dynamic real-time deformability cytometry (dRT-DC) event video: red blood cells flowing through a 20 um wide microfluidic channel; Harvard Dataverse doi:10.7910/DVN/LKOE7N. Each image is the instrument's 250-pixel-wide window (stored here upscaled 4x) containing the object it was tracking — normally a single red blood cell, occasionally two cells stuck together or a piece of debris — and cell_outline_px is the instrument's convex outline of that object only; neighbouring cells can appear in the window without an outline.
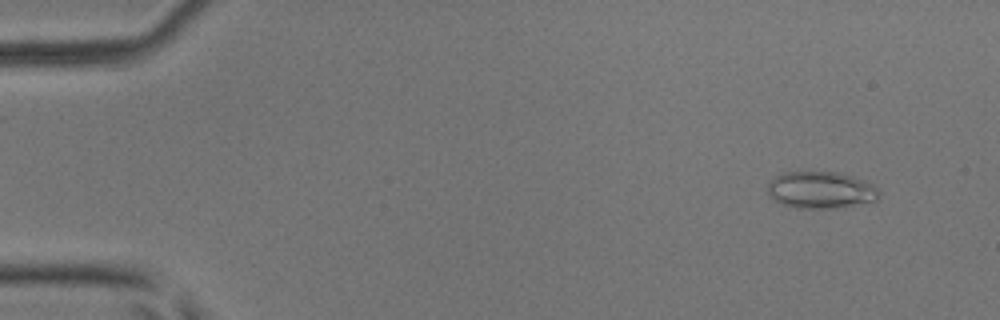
{"species": "common noctule bat (a hibernating species)", "species_latin": "Nyctalus noctula", "temperature_condition": "room temperature", "stored_images_in_passage": 52, "camera_frame_rate_fps": 3000, "um_per_image_px": 0.085, "animal": {"sex": "male", "body_mass_g": 17.9, "forearm_length_mm": 54.2}, "frame": {"image": 1, "passage_image": 5, "time_ms": 1.333, "image_size_px": [1000, 320], "cell_outline_px": [[880, 192], [876, 200], [836, 208], [796, 208], [780, 204], [768, 196], [768, 180], [784, 172], [840, 172], [852, 176], [872, 184]], "centroid_in_image_um": [69.71, 16.15], "position_along_channel_um": 15.3, "area_um2": 23.99}}
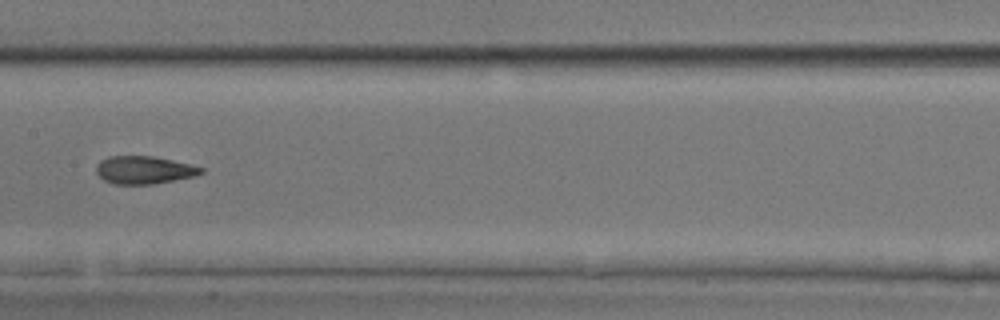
{"frame": {"image": 2, "passage_image": 27, "time_ms": 8.667, "image_size_px": [1000, 320], "cell_outline_px": [[204, 172], [196, 176], [152, 184], [112, 184], [104, 180], [96, 172], [96, 164], [100, 160], [108, 156], [152, 156], [192, 164], [204, 168]], "centroid_in_image_um": [12.25, 14.44], "position_along_channel_um": 195.2, "area_um2": 17.11}}
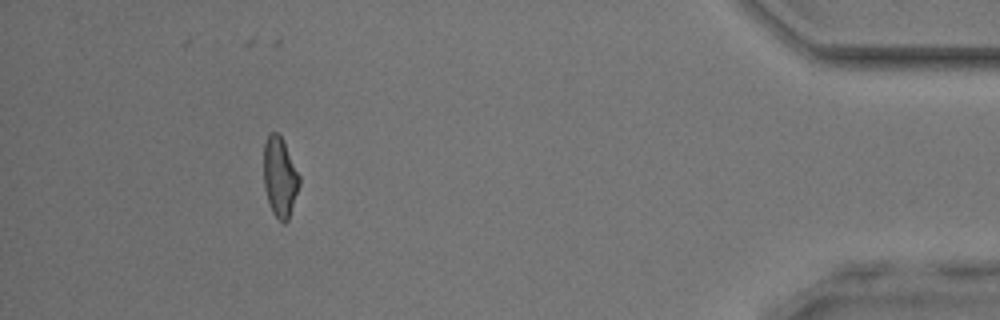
{"frame": {"image": 3, "passage_image": 47, "time_ms": 15.333, "image_size_px": [1000, 320], "cell_outline_px": [[300, 184], [288, 220], [284, 224], [272, 212], [264, 188], [264, 144], [268, 132], [276, 132], [280, 136], [300, 176]], "centroid_in_image_um": [23.78, 15.06], "position_along_channel_um": 411.4, "area_um2": 16.36}, "authors_computed_cell_mechanics": {"area_um2": 17.6868, "velocity_mm_per_s": 4.0961, "shape_relaxation_time_tau1_ms": 9.1375, "shape_relaxation_time_tau2_ms": 1.954, "deformation_change_tau1": 0.169, "deformation_change_tau2": 0.0837}}